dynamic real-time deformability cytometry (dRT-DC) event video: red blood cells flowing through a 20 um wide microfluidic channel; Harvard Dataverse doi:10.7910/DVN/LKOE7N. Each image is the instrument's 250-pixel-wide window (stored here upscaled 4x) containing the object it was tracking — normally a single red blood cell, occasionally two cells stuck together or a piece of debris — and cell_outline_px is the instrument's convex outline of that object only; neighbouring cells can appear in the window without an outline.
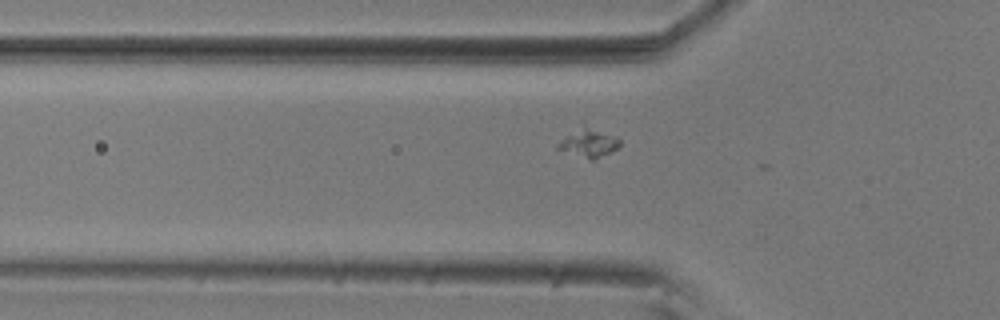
{"species": "common noctule bat (a hibernating species)", "species_latin": "Nyctalus noctula", "temperature_condition": "room temperature", "stored_images_in_passage": 3, "camera_frame_rate_fps": 3000, "um_per_image_px": 0.085, "animal": {"sex": "male", "body_mass_g": 20.5, "forearm_length_mm": 52.5}, "frame": {"image": 1, "passage_image": 2, "time_ms": 0.333, "image_size_px": [1000, 320], "cell_outline_px": [[620, 144], [612, 152], [596, 160], [592, 160], [556, 148], [556, 144], [580, 116], [616, 136], [620, 140]], "centroid_in_image_um": [49.98, 11.94], "position_along_channel_um": 75.8, "area_um2": 11.96}}